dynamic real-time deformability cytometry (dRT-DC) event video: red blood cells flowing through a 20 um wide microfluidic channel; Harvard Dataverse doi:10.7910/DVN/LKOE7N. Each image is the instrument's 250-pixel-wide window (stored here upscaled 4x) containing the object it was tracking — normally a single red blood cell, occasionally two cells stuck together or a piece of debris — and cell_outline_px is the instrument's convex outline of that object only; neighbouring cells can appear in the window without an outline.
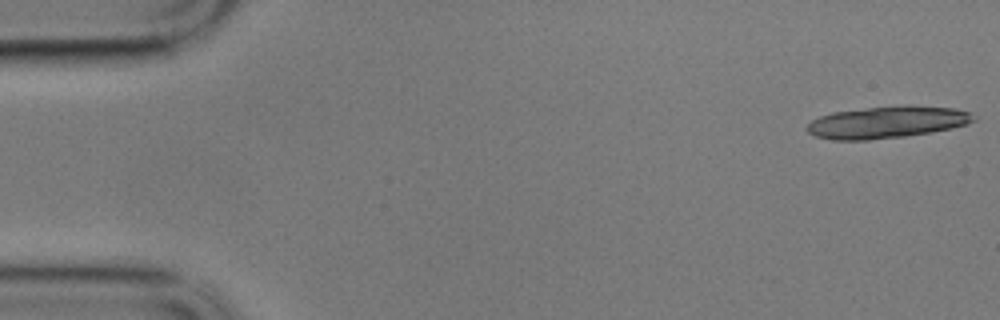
{"species": "common noctule bat (a hibernating species)", "species_latin": "Nyctalus noctula", "temperature_condition": "cold", "stored_images_in_passage": 13, "camera_frame_rate_fps": 3000, "um_per_image_px": 0.085, "animal": {"sex": "male", "body_mass_g": 17.9}, "frame": {"image": 1, "passage_image": 1, "time_ms": 0.0, "image_size_px": [1000, 320], "cell_outline_px": [[976, 120], [968, 124], [952, 128], [904, 136], [868, 140], [832, 140], [816, 136], [808, 132], [804, 128], [812, 120], [820, 116], [832, 112], [904, 104], [956, 108], [972, 112], [976, 116]], "centroid_in_image_um": [75.43, 10.37], "position_along_channel_um": 9.6, "area_um2": 31.27}}